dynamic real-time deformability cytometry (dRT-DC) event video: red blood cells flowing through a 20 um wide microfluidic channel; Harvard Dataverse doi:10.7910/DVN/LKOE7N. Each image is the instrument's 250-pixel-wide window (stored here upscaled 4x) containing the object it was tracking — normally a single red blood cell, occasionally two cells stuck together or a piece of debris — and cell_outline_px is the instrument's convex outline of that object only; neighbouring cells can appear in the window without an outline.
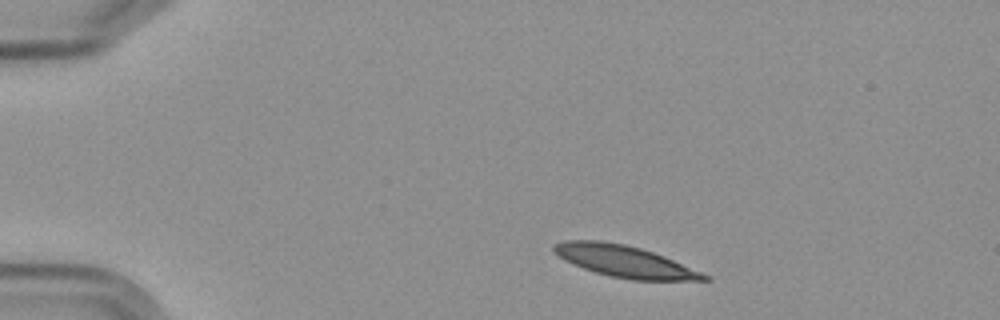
{"species": "Egyptian fruit bat (a non-hibernating species)", "species_latin": "Rousettus aegyptiacus", "temperature_condition": "cold", "stored_images_in_passage": 3, "camera_frame_rate_fps": 3000, "um_per_image_px": 0.085, "frame": {"image": 1, "passage_image": 1, "time_ms": 0.0, "image_size_px": [1000, 320], "cell_outline_px": [[712, 280], [632, 280], [612, 276], [596, 272], [572, 264], [564, 260], [552, 248], [556, 244], [564, 240], [600, 240], [624, 244], [640, 248], [664, 256], [712, 276]], "centroid_in_image_um": [53.13, 22.21], "position_along_channel_um": 31.9, "area_um2": 27.46}}